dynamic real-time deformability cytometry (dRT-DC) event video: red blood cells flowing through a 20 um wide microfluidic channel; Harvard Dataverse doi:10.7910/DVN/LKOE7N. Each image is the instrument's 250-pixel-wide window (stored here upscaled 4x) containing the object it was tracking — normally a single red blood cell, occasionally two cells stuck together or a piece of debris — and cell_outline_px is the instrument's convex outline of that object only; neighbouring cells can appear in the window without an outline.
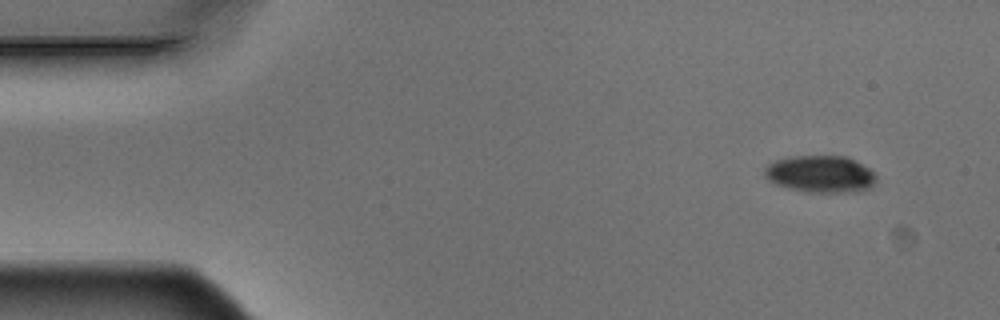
{"species": "Egyptian fruit bat (a non-hibernating species)", "species_latin": "Rousettus aegyptiacus", "temperature_condition": "warm", "stored_images_in_passage": 6, "camera_frame_rate_fps": 3000, "um_per_image_px": 0.085, "animal": {"sex": "male"}, "frame": {"image": 1, "passage_image": 6, "time_ms": 1.667, "image_size_px": [1000, 320], "cell_outline_px": [[876, 184], [868, 188], [856, 192], [804, 192], [788, 188], [776, 184], [768, 180], [764, 176], [764, 168], [768, 164], [776, 160], [788, 156], [848, 156], [868, 168], [876, 176]], "centroid_in_image_um": [69.72, 14.8], "position_along_channel_um": 15.3, "area_um2": 24.28}}